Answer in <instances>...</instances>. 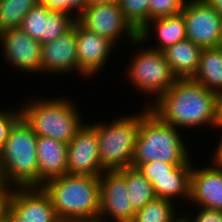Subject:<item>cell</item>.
I'll return each instance as SVG.
<instances>
[{
	"label": "cell",
	"instance_id": "cell-9",
	"mask_svg": "<svg viewBox=\"0 0 222 222\" xmlns=\"http://www.w3.org/2000/svg\"><path fill=\"white\" fill-rule=\"evenodd\" d=\"M8 222H60L42 187L10 188L6 204Z\"/></svg>",
	"mask_w": 222,
	"mask_h": 222
},
{
	"label": "cell",
	"instance_id": "cell-16",
	"mask_svg": "<svg viewBox=\"0 0 222 222\" xmlns=\"http://www.w3.org/2000/svg\"><path fill=\"white\" fill-rule=\"evenodd\" d=\"M75 21L76 18L67 12L36 5L25 15L20 29L42 45L64 34Z\"/></svg>",
	"mask_w": 222,
	"mask_h": 222
},
{
	"label": "cell",
	"instance_id": "cell-36",
	"mask_svg": "<svg viewBox=\"0 0 222 222\" xmlns=\"http://www.w3.org/2000/svg\"><path fill=\"white\" fill-rule=\"evenodd\" d=\"M210 6L216 9L222 16V0H205Z\"/></svg>",
	"mask_w": 222,
	"mask_h": 222
},
{
	"label": "cell",
	"instance_id": "cell-40",
	"mask_svg": "<svg viewBox=\"0 0 222 222\" xmlns=\"http://www.w3.org/2000/svg\"><path fill=\"white\" fill-rule=\"evenodd\" d=\"M218 165L222 168V161Z\"/></svg>",
	"mask_w": 222,
	"mask_h": 222
},
{
	"label": "cell",
	"instance_id": "cell-12",
	"mask_svg": "<svg viewBox=\"0 0 222 222\" xmlns=\"http://www.w3.org/2000/svg\"><path fill=\"white\" fill-rule=\"evenodd\" d=\"M75 34L77 45L78 78L91 81L105 70L106 65L116 51V46L108 39L83 27L75 21ZM110 59V60H109ZM93 77V78H92ZM91 78V80H90Z\"/></svg>",
	"mask_w": 222,
	"mask_h": 222
},
{
	"label": "cell",
	"instance_id": "cell-20",
	"mask_svg": "<svg viewBox=\"0 0 222 222\" xmlns=\"http://www.w3.org/2000/svg\"><path fill=\"white\" fill-rule=\"evenodd\" d=\"M202 48L189 39L181 40L163 50L177 79L193 78L196 74Z\"/></svg>",
	"mask_w": 222,
	"mask_h": 222
},
{
	"label": "cell",
	"instance_id": "cell-21",
	"mask_svg": "<svg viewBox=\"0 0 222 222\" xmlns=\"http://www.w3.org/2000/svg\"><path fill=\"white\" fill-rule=\"evenodd\" d=\"M192 165H175L172 176L153 178L151 183L156 197L171 200L178 204L181 199L188 205L190 199V174Z\"/></svg>",
	"mask_w": 222,
	"mask_h": 222
},
{
	"label": "cell",
	"instance_id": "cell-3",
	"mask_svg": "<svg viewBox=\"0 0 222 222\" xmlns=\"http://www.w3.org/2000/svg\"><path fill=\"white\" fill-rule=\"evenodd\" d=\"M41 187L49 195L60 221L98 222L99 177L66 174L46 181Z\"/></svg>",
	"mask_w": 222,
	"mask_h": 222
},
{
	"label": "cell",
	"instance_id": "cell-35",
	"mask_svg": "<svg viewBox=\"0 0 222 222\" xmlns=\"http://www.w3.org/2000/svg\"><path fill=\"white\" fill-rule=\"evenodd\" d=\"M120 0H86V7L99 5L103 3H119Z\"/></svg>",
	"mask_w": 222,
	"mask_h": 222
},
{
	"label": "cell",
	"instance_id": "cell-1",
	"mask_svg": "<svg viewBox=\"0 0 222 222\" xmlns=\"http://www.w3.org/2000/svg\"><path fill=\"white\" fill-rule=\"evenodd\" d=\"M216 93L192 78L177 79L172 87L149 106L162 122L184 131L214 129ZM195 129V130H194Z\"/></svg>",
	"mask_w": 222,
	"mask_h": 222
},
{
	"label": "cell",
	"instance_id": "cell-23",
	"mask_svg": "<svg viewBox=\"0 0 222 222\" xmlns=\"http://www.w3.org/2000/svg\"><path fill=\"white\" fill-rule=\"evenodd\" d=\"M178 207L181 209L171 200L155 197L135 212L132 222H175L183 214Z\"/></svg>",
	"mask_w": 222,
	"mask_h": 222
},
{
	"label": "cell",
	"instance_id": "cell-15",
	"mask_svg": "<svg viewBox=\"0 0 222 222\" xmlns=\"http://www.w3.org/2000/svg\"><path fill=\"white\" fill-rule=\"evenodd\" d=\"M41 51V75L78 76L75 23L54 41L42 44Z\"/></svg>",
	"mask_w": 222,
	"mask_h": 222
},
{
	"label": "cell",
	"instance_id": "cell-31",
	"mask_svg": "<svg viewBox=\"0 0 222 222\" xmlns=\"http://www.w3.org/2000/svg\"><path fill=\"white\" fill-rule=\"evenodd\" d=\"M184 207L187 208V210L185 209V212H187L185 213L183 209V215L189 222H222V211L198 206H193V208L190 206L189 208H192L191 212L193 211V214H190L189 208L186 205ZM194 212L197 213L195 214Z\"/></svg>",
	"mask_w": 222,
	"mask_h": 222
},
{
	"label": "cell",
	"instance_id": "cell-10",
	"mask_svg": "<svg viewBox=\"0 0 222 222\" xmlns=\"http://www.w3.org/2000/svg\"><path fill=\"white\" fill-rule=\"evenodd\" d=\"M182 14L187 39L202 49L222 46V16L205 0H187Z\"/></svg>",
	"mask_w": 222,
	"mask_h": 222
},
{
	"label": "cell",
	"instance_id": "cell-13",
	"mask_svg": "<svg viewBox=\"0 0 222 222\" xmlns=\"http://www.w3.org/2000/svg\"><path fill=\"white\" fill-rule=\"evenodd\" d=\"M0 48L3 62L13 71L30 75H41V43L20 28L8 29L0 33Z\"/></svg>",
	"mask_w": 222,
	"mask_h": 222
},
{
	"label": "cell",
	"instance_id": "cell-4",
	"mask_svg": "<svg viewBox=\"0 0 222 222\" xmlns=\"http://www.w3.org/2000/svg\"><path fill=\"white\" fill-rule=\"evenodd\" d=\"M53 97L28 95L20 108L22 117L37 137H50L68 144L86 121L76 106L75 99L67 94ZM74 100V101H73Z\"/></svg>",
	"mask_w": 222,
	"mask_h": 222
},
{
	"label": "cell",
	"instance_id": "cell-28",
	"mask_svg": "<svg viewBox=\"0 0 222 222\" xmlns=\"http://www.w3.org/2000/svg\"><path fill=\"white\" fill-rule=\"evenodd\" d=\"M37 5L67 12L76 19L86 8V0H36Z\"/></svg>",
	"mask_w": 222,
	"mask_h": 222
},
{
	"label": "cell",
	"instance_id": "cell-11",
	"mask_svg": "<svg viewBox=\"0 0 222 222\" xmlns=\"http://www.w3.org/2000/svg\"><path fill=\"white\" fill-rule=\"evenodd\" d=\"M100 211L98 222H132L135 211L131 206L127 185L126 168L104 171L99 176ZM110 220V221H109Z\"/></svg>",
	"mask_w": 222,
	"mask_h": 222
},
{
	"label": "cell",
	"instance_id": "cell-24",
	"mask_svg": "<svg viewBox=\"0 0 222 222\" xmlns=\"http://www.w3.org/2000/svg\"><path fill=\"white\" fill-rule=\"evenodd\" d=\"M126 185L131 206L135 212L156 197L151 182L139 168L133 166L126 168Z\"/></svg>",
	"mask_w": 222,
	"mask_h": 222
},
{
	"label": "cell",
	"instance_id": "cell-32",
	"mask_svg": "<svg viewBox=\"0 0 222 222\" xmlns=\"http://www.w3.org/2000/svg\"><path fill=\"white\" fill-rule=\"evenodd\" d=\"M214 129H222V91L216 93Z\"/></svg>",
	"mask_w": 222,
	"mask_h": 222
},
{
	"label": "cell",
	"instance_id": "cell-17",
	"mask_svg": "<svg viewBox=\"0 0 222 222\" xmlns=\"http://www.w3.org/2000/svg\"><path fill=\"white\" fill-rule=\"evenodd\" d=\"M211 163V164H209ZM193 164L190 174L189 206L222 211V168L213 162Z\"/></svg>",
	"mask_w": 222,
	"mask_h": 222
},
{
	"label": "cell",
	"instance_id": "cell-14",
	"mask_svg": "<svg viewBox=\"0 0 222 222\" xmlns=\"http://www.w3.org/2000/svg\"><path fill=\"white\" fill-rule=\"evenodd\" d=\"M101 166L96 130L85 122L67 148V174L99 177Z\"/></svg>",
	"mask_w": 222,
	"mask_h": 222
},
{
	"label": "cell",
	"instance_id": "cell-33",
	"mask_svg": "<svg viewBox=\"0 0 222 222\" xmlns=\"http://www.w3.org/2000/svg\"><path fill=\"white\" fill-rule=\"evenodd\" d=\"M215 130V132H219L218 134H219V139H217L218 140V145L216 144V145H214V146H216V148L214 149V147H213V150H211L213 153H211V154H213V155H211V159H209V160H211L210 162H213V163H216V164H219L221 161H222V129H214ZM221 130V131H220Z\"/></svg>",
	"mask_w": 222,
	"mask_h": 222
},
{
	"label": "cell",
	"instance_id": "cell-19",
	"mask_svg": "<svg viewBox=\"0 0 222 222\" xmlns=\"http://www.w3.org/2000/svg\"><path fill=\"white\" fill-rule=\"evenodd\" d=\"M68 144L50 137L37 138L38 187L67 174Z\"/></svg>",
	"mask_w": 222,
	"mask_h": 222
},
{
	"label": "cell",
	"instance_id": "cell-5",
	"mask_svg": "<svg viewBox=\"0 0 222 222\" xmlns=\"http://www.w3.org/2000/svg\"><path fill=\"white\" fill-rule=\"evenodd\" d=\"M37 138L23 117L10 130L0 149V170L9 188L38 187Z\"/></svg>",
	"mask_w": 222,
	"mask_h": 222
},
{
	"label": "cell",
	"instance_id": "cell-29",
	"mask_svg": "<svg viewBox=\"0 0 222 222\" xmlns=\"http://www.w3.org/2000/svg\"><path fill=\"white\" fill-rule=\"evenodd\" d=\"M21 117V108L17 107V105L14 109L11 106L0 108V149L6 142L10 130Z\"/></svg>",
	"mask_w": 222,
	"mask_h": 222
},
{
	"label": "cell",
	"instance_id": "cell-25",
	"mask_svg": "<svg viewBox=\"0 0 222 222\" xmlns=\"http://www.w3.org/2000/svg\"><path fill=\"white\" fill-rule=\"evenodd\" d=\"M36 5V0H0V33L20 28L25 15Z\"/></svg>",
	"mask_w": 222,
	"mask_h": 222
},
{
	"label": "cell",
	"instance_id": "cell-8",
	"mask_svg": "<svg viewBox=\"0 0 222 222\" xmlns=\"http://www.w3.org/2000/svg\"><path fill=\"white\" fill-rule=\"evenodd\" d=\"M83 27L111 41L117 48L121 39L127 45L138 38V32L123 15L118 3L86 7L76 19Z\"/></svg>",
	"mask_w": 222,
	"mask_h": 222
},
{
	"label": "cell",
	"instance_id": "cell-26",
	"mask_svg": "<svg viewBox=\"0 0 222 222\" xmlns=\"http://www.w3.org/2000/svg\"><path fill=\"white\" fill-rule=\"evenodd\" d=\"M149 0H120L119 7L132 27L139 32L148 23Z\"/></svg>",
	"mask_w": 222,
	"mask_h": 222
},
{
	"label": "cell",
	"instance_id": "cell-38",
	"mask_svg": "<svg viewBox=\"0 0 222 222\" xmlns=\"http://www.w3.org/2000/svg\"><path fill=\"white\" fill-rule=\"evenodd\" d=\"M175 222H189L186 217L181 214V216Z\"/></svg>",
	"mask_w": 222,
	"mask_h": 222
},
{
	"label": "cell",
	"instance_id": "cell-22",
	"mask_svg": "<svg viewBox=\"0 0 222 222\" xmlns=\"http://www.w3.org/2000/svg\"><path fill=\"white\" fill-rule=\"evenodd\" d=\"M192 79L209 91H222V46L202 49L199 66Z\"/></svg>",
	"mask_w": 222,
	"mask_h": 222
},
{
	"label": "cell",
	"instance_id": "cell-27",
	"mask_svg": "<svg viewBox=\"0 0 222 222\" xmlns=\"http://www.w3.org/2000/svg\"><path fill=\"white\" fill-rule=\"evenodd\" d=\"M187 0H149L148 21L181 14Z\"/></svg>",
	"mask_w": 222,
	"mask_h": 222
},
{
	"label": "cell",
	"instance_id": "cell-30",
	"mask_svg": "<svg viewBox=\"0 0 222 222\" xmlns=\"http://www.w3.org/2000/svg\"><path fill=\"white\" fill-rule=\"evenodd\" d=\"M175 165H193V164H171L162 161H151L142 164L139 170L152 183L153 178H163L164 176H172V168Z\"/></svg>",
	"mask_w": 222,
	"mask_h": 222
},
{
	"label": "cell",
	"instance_id": "cell-6",
	"mask_svg": "<svg viewBox=\"0 0 222 222\" xmlns=\"http://www.w3.org/2000/svg\"><path fill=\"white\" fill-rule=\"evenodd\" d=\"M118 115H114V120L109 119L108 122L90 120L91 123H89L98 135L99 158L105 171L121 170L132 166L140 129V111Z\"/></svg>",
	"mask_w": 222,
	"mask_h": 222
},
{
	"label": "cell",
	"instance_id": "cell-7",
	"mask_svg": "<svg viewBox=\"0 0 222 222\" xmlns=\"http://www.w3.org/2000/svg\"><path fill=\"white\" fill-rule=\"evenodd\" d=\"M128 46L134 47V51L131 50L134 54L130 55V60L126 64L128 66L125 68L124 78L138 93L144 96L146 94L150 98L152 102L148 100L144 103V106L149 107L172 87L177 78L163 51L148 47L140 38Z\"/></svg>",
	"mask_w": 222,
	"mask_h": 222
},
{
	"label": "cell",
	"instance_id": "cell-18",
	"mask_svg": "<svg viewBox=\"0 0 222 222\" xmlns=\"http://www.w3.org/2000/svg\"><path fill=\"white\" fill-rule=\"evenodd\" d=\"M138 38L147 45L152 39L156 40V42L152 40V44L148 45V47L158 51H163L167 47L186 39V26L183 14L148 21L144 28L138 32Z\"/></svg>",
	"mask_w": 222,
	"mask_h": 222
},
{
	"label": "cell",
	"instance_id": "cell-37",
	"mask_svg": "<svg viewBox=\"0 0 222 222\" xmlns=\"http://www.w3.org/2000/svg\"><path fill=\"white\" fill-rule=\"evenodd\" d=\"M6 204L7 200H0V222L6 220Z\"/></svg>",
	"mask_w": 222,
	"mask_h": 222
},
{
	"label": "cell",
	"instance_id": "cell-34",
	"mask_svg": "<svg viewBox=\"0 0 222 222\" xmlns=\"http://www.w3.org/2000/svg\"><path fill=\"white\" fill-rule=\"evenodd\" d=\"M9 187L5 184L0 170V200H7Z\"/></svg>",
	"mask_w": 222,
	"mask_h": 222
},
{
	"label": "cell",
	"instance_id": "cell-39",
	"mask_svg": "<svg viewBox=\"0 0 222 222\" xmlns=\"http://www.w3.org/2000/svg\"><path fill=\"white\" fill-rule=\"evenodd\" d=\"M60 222H86V221H60Z\"/></svg>",
	"mask_w": 222,
	"mask_h": 222
},
{
	"label": "cell",
	"instance_id": "cell-2",
	"mask_svg": "<svg viewBox=\"0 0 222 222\" xmlns=\"http://www.w3.org/2000/svg\"><path fill=\"white\" fill-rule=\"evenodd\" d=\"M143 107L132 166L139 168L151 161L193 164L189 149L191 145H187L182 130L162 122L149 107Z\"/></svg>",
	"mask_w": 222,
	"mask_h": 222
}]
</instances>
